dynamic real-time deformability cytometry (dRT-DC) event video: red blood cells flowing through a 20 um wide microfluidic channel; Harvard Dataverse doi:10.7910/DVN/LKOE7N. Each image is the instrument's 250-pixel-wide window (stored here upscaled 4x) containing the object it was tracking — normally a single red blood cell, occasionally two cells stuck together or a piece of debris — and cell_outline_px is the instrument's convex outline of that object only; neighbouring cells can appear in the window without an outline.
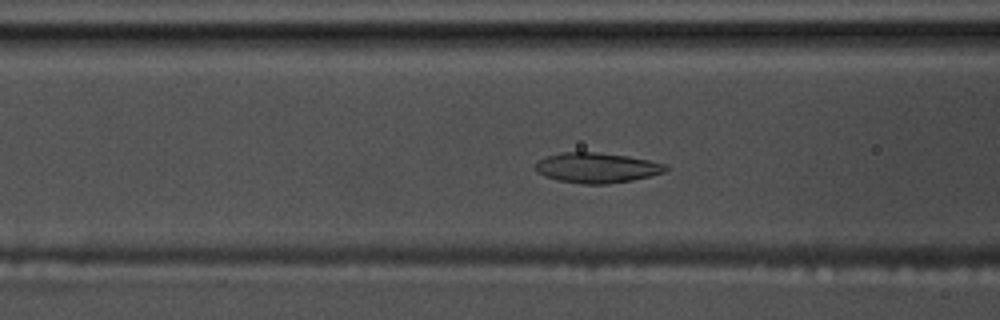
{"species": "common noctule bat (a hibernating species)", "species_latin": "Nyctalus noctula", "temperature_condition": "warm", "stored_images_in_passage": 52, "camera_frame_rate_fps": 3000, "um_per_image_px": 0.085, "animal": {"sex": "male", "body_mass_g": 17.5, "forearm_length_mm": 52.3}, "frame": {"image": 1, "passage_image": 21, "time_ms": 6.667, "image_size_px": [1000, 320], "cell_outline_px": [[668, 168], [664, 172], [632, 180], [608, 184], [584, 184], [556, 180], [536, 172], [536, 164], [540, 160], [548, 156], [560, 152], [596, 152], [628, 156], [648, 160], [664, 164]], "centroid_in_image_um": [50.71, 14.26], "position_along_channel_um": 115.9, "area_um2": 22.66}}
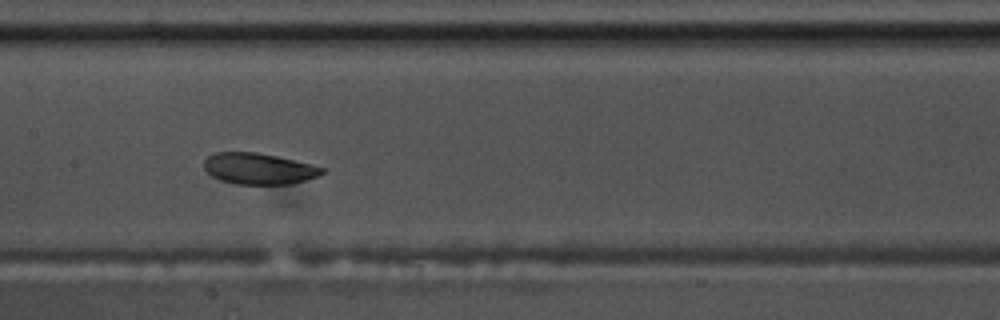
{"frame": {"image": 2, "passage_image": 27, "time_ms": 8.667, "image_size_px": [1000, 320], "cell_outline_px": [[324, 172], [316, 176], [292, 184], [236, 184], [220, 180], [212, 176], [204, 168], [204, 160], [208, 156], [216, 152], [256, 152], [276, 156], [312, 164], [324, 168]], "centroid_in_image_um": [21.97, 14.33], "position_along_channel_um": 185.4, "area_um2": 21.33}}
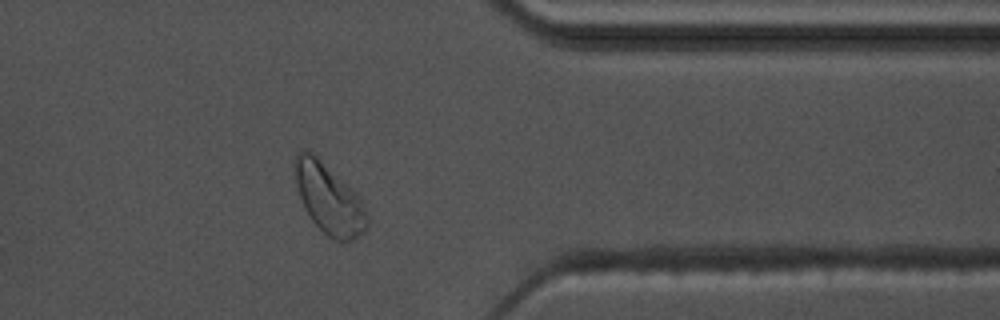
{"frame": {"image": 3, "passage_image": 45, "time_ms": 14.667, "image_size_px": [1000, 320], "cell_outline_px": [[368, 224], [364, 232], [352, 240], [336, 240], [328, 236], [312, 220], [300, 196], [296, 184], [296, 156], [300, 148], [312, 152], [364, 204], [368, 220]], "centroid_in_image_um": [27.96, 16.93], "position_along_channel_um": 383.4, "area_um2": 28.03}}